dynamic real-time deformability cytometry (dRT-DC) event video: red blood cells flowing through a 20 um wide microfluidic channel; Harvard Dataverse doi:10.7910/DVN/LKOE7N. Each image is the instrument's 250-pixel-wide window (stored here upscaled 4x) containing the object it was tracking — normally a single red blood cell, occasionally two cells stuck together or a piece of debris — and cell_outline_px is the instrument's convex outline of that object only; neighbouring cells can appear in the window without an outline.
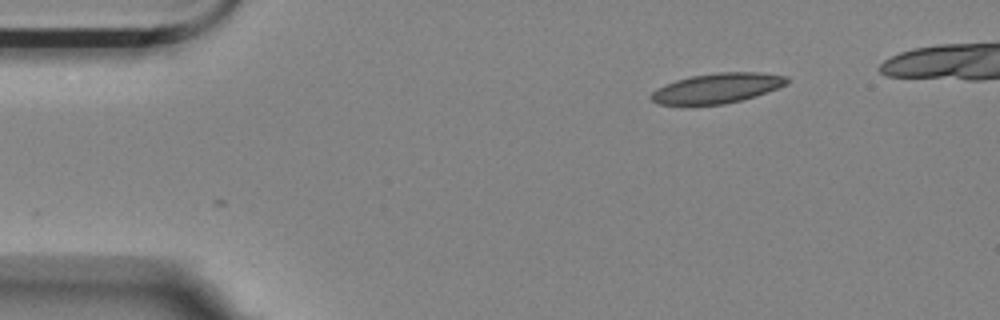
{"species": "Egyptian fruit bat (a non-hibernating species)", "species_latin": "Rousettus aegyptiacus", "temperature_condition": "room temperature", "stored_images_in_passage": 2, "camera_frame_rate_fps": 3000, "um_per_image_px": 0.085, "animal": {"sex": "female"}, "frame": {"image": 1, "passage_image": 2, "time_ms": 0.333, "image_size_px": [1000, 320], "cell_outline_px": [[788, 84], [756, 96], [724, 104], [660, 104], [652, 100], [648, 96], [656, 88], [676, 80], [692, 76], [720, 72], [760, 72], [788, 76]], "centroid_in_image_um": [60.98, 7.48], "position_along_channel_um": 24.0, "area_um2": 23.52}}